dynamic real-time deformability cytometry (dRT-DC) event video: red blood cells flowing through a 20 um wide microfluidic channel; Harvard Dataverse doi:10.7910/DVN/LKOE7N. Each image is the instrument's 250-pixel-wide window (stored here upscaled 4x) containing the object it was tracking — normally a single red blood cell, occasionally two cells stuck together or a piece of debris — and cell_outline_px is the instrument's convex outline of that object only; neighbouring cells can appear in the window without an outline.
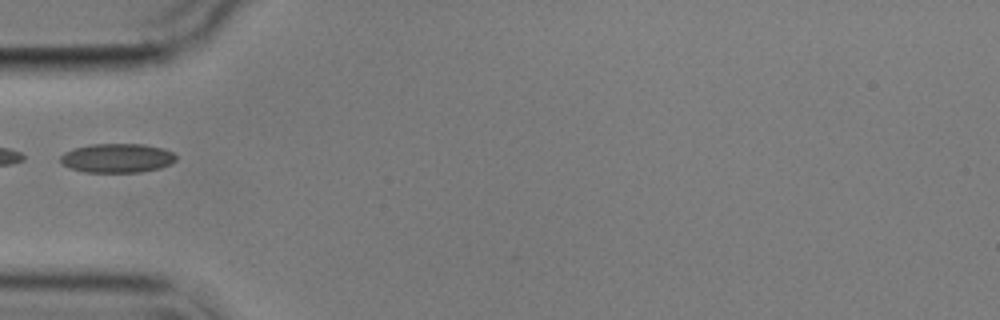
{"species": "common noctule bat (a hibernating species)", "species_latin": "Nyctalus noctula", "temperature_condition": "cold", "stored_images_in_passage": 9, "camera_frame_rate_fps": 3000, "um_per_image_px": 0.085, "animal": {"sex": "male", "body_mass_g": 17.9}, "frame": {"image": 1, "passage_image": 3, "time_ms": 2.333, "image_size_px": [1000, 320], "cell_outline_px": [[176, 160], [160, 168], [140, 172], [84, 172], [68, 168], [60, 160], [60, 156], [64, 152], [72, 148], [92, 144], [144, 144], [164, 148], [172, 152], [176, 156]], "centroid_in_image_um": [9.93, 13.43], "position_along_channel_um": 75.1, "area_um2": 19.71}}
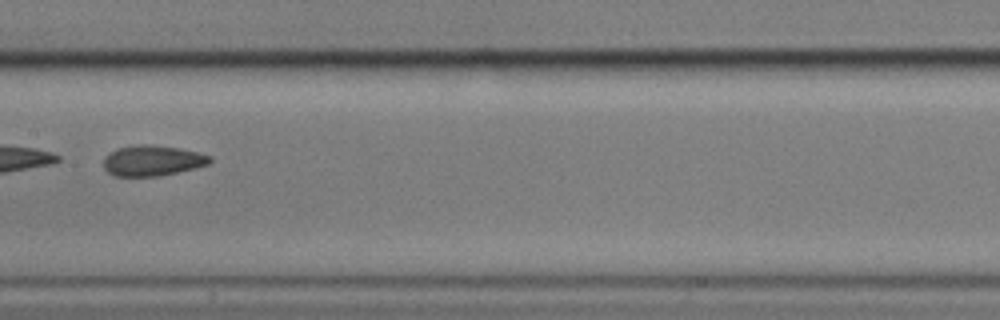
{"frame": {"image": 2, "passage_image": 6, "time_ms": 5.667, "image_size_px": [1000, 320], "cell_outline_px": [[212, 160], [208, 164], [196, 168], [160, 176], [112, 176], [104, 168], [104, 156], [120, 148], [144, 144], [176, 148], [196, 152], [212, 156]], "centroid_in_image_um": [12.96, 13.67], "position_along_channel_um": 194.4, "area_um2": 18.67}}
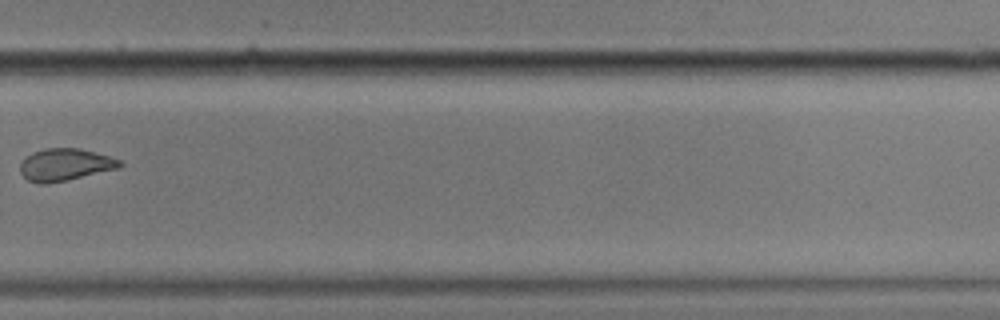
{"frame": {"image": 3, "passage_image": 9, "time_ms": 9.333, "image_size_px": [1000, 320], "cell_outline_px": [[124, 164], [120, 168], [68, 180], [48, 184], [40, 184], [28, 180], [20, 172], [20, 164], [32, 152], [44, 148], [80, 148], [108, 156], [120, 160]], "centroid_in_image_um": [5.54, 14.0], "position_along_channel_um": 324.3, "area_um2": 18.73}}